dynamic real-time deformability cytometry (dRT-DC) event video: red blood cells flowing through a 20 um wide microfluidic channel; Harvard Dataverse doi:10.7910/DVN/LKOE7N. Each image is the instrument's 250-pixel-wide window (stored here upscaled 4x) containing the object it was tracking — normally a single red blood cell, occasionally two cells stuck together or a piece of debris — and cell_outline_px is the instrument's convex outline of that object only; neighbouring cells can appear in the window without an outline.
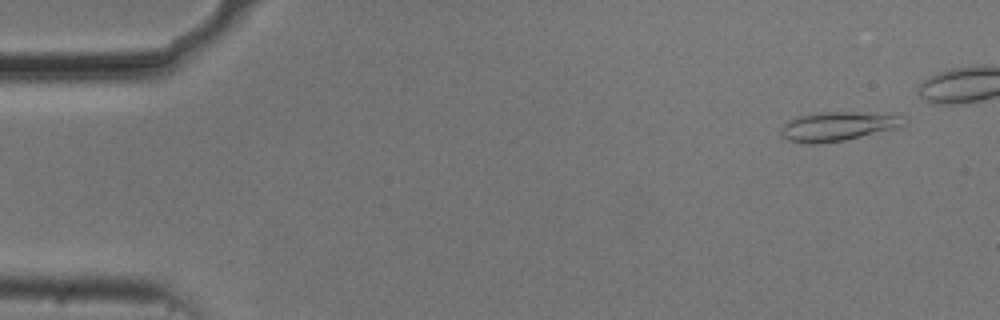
{"species": "common noctule bat (a hibernating species)", "species_latin": "Nyctalus noctula", "temperature_condition": "cold", "stored_images_in_passage": 47, "camera_frame_rate_fps": 3000, "um_per_image_px": 0.085, "animal": {"sex": "male", "body_mass_g": 20.5, "forearm_length_mm": 52.5}, "frame": {"image": 1, "passage_image": 4, "time_ms": 1.0, "image_size_px": [1000, 320], "cell_outline_px": [[904, 124], [900, 128], [844, 140], [816, 144], [804, 144], [788, 140], [780, 136], [780, 128], [788, 120], [796, 116], [820, 112], [852, 112], [904, 116]], "centroid_in_image_um": [71.15, 10.75], "position_along_channel_um": 13.8, "area_um2": 20.98}}
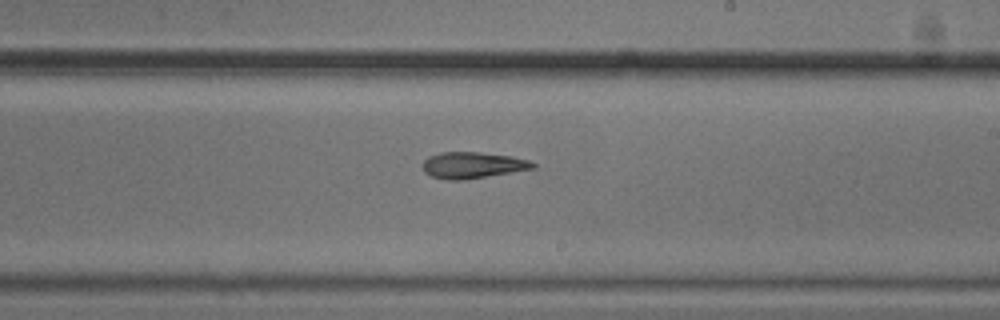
{"frame": {"image": 2, "passage_image": 32, "time_ms": 10.333, "image_size_px": [1000, 320], "cell_outline_px": [[536, 168], [464, 180], [444, 180], [432, 176], [424, 172], [424, 160], [428, 156], [440, 152], [480, 152], [512, 156], [528, 160], [536, 164]], "centroid_in_image_um": [40.17, 14.04], "position_along_channel_um": 248.8, "area_um2": 16.94}}
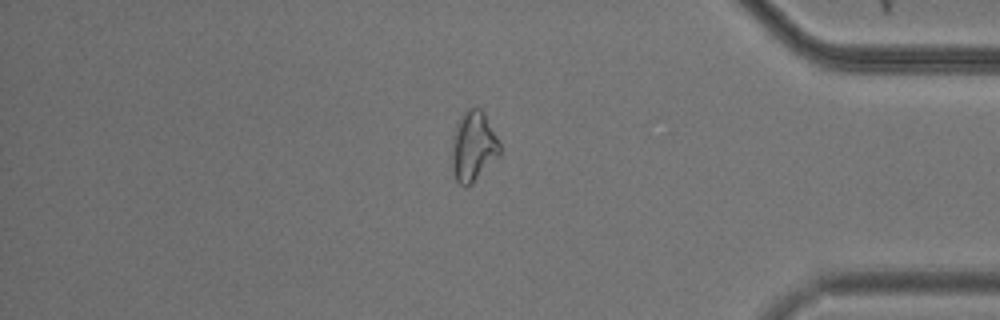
{"frame": {"image": 3, "passage_image": 46, "time_ms": 15.0, "image_size_px": [1000, 320], "cell_outline_px": [[500, 156], [468, 188], [460, 184], [456, 180], [452, 172], [452, 136], [456, 124], [464, 112], [472, 104], [476, 104], [484, 112], [500, 144]], "centroid_in_image_um": [40.23, 12.44], "position_along_channel_um": 395.0, "area_um2": 20.0}}